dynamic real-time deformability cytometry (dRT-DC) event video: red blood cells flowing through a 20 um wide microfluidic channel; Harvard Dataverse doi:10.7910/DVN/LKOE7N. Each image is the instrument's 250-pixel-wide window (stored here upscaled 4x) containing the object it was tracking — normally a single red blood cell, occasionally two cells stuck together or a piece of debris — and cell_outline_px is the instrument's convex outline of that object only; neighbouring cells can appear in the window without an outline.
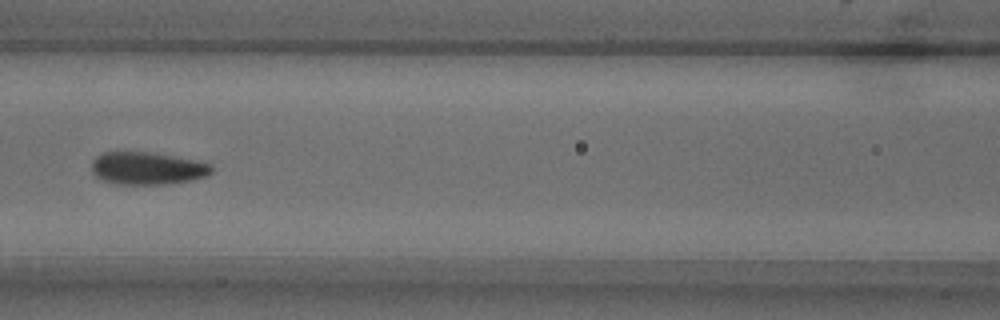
{"species": "common noctule bat (a hibernating species)", "species_latin": "Nyctalus noctula", "temperature_condition": "warm", "stored_images_in_passage": 3, "camera_frame_rate_fps": 3000, "um_per_image_px": 0.085, "animal": {"sex": "male", "body_mass_g": 18.8}, "frame": {"image": 1, "passage_image": 3, "time_ms": 2.333, "image_size_px": [1000, 320], "cell_outline_px": [[212, 172], [208, 176], [192, 180], [168, 184], [116, 184], [104, 180], [96, 176], [92, 172], [92, 160], [96, 156], [104, 152], [148, 152], [172, 156], [212, 164]], "centroid_in_image_um": [12.52, 14.31], "position_along_channel_um": 154.1, "area_um2": 22.66}}